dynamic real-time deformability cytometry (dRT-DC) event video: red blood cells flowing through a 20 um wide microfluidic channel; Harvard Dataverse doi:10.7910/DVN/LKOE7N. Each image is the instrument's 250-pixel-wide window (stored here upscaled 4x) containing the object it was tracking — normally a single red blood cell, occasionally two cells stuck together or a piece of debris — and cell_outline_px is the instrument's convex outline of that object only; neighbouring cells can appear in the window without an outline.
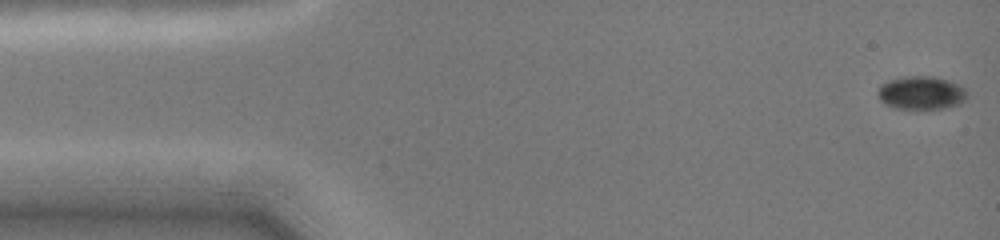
{"species": "common noctule bat (a hibernating species)", "species_latin": "Nyctalus noctula", "temperature_condition": "cold", "stored_images_in_passage": 25, "camera_frame_rate_fps": 3000, "um_per_image_px": 0.085, "animal": {"sex": "female", "body_mass_g": 19.0, "forearm_length_mm": 51.5}, "frame": {"image": 1, "passage_image": 1, "time_ms": 0.0, "image_size_px": [1000, 240], "cell_outline_px": [[968, 96], [960, 104], [948, 108], [916, 112], [892, 108], [884, 104], [880, 100], [876, 92], [880, 84], [888, 80], [904, 76], [932, 76], [948, 80], [960, 84], [964, 88]], "centroid_in_image_um": [78.28, 7.94], "position_along_channel_um": 6.7, "area_um2": 18.38}}
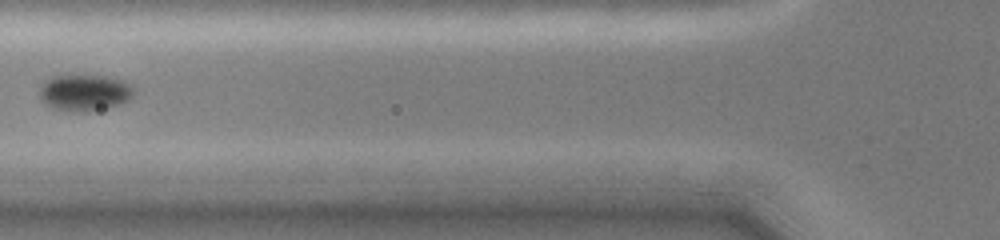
{"frame": {"image": 2, "passage_image": 10, "time_ms": 5.667, "image_size_px": [1000, 240], "cell_outline_px": [[136, 92], [128, 100], [120, 104], [108, 108], [84, 112], [72, 112], [52, 108], [44, 104], [40, 100], [40, 88], [52, 76], [104, 76], [120, 80], [128, 84]], "centroid_in_image_um": [7.18, 7.91], "position_along_channel_um": 118.6, "area_um2": 19.88}}
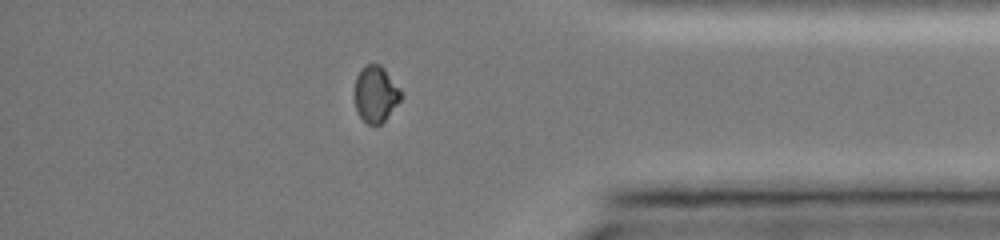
{"frame": {"image": 3, "passage_image": 22, "time_ms": 13.0, "image_size_px": [1000, 240], "cell_outline_px": [[400, 100], [384, 120], [380, 124], [368, 124], [360, 116], [356, 108], [356, 76], [364, 64], [380, 64], [384, 68], [400, 88]], "centroid_in_image_um": [31.93, 7.96], "position_along_channel_um": 403.3, "area_um2": 14.8}}